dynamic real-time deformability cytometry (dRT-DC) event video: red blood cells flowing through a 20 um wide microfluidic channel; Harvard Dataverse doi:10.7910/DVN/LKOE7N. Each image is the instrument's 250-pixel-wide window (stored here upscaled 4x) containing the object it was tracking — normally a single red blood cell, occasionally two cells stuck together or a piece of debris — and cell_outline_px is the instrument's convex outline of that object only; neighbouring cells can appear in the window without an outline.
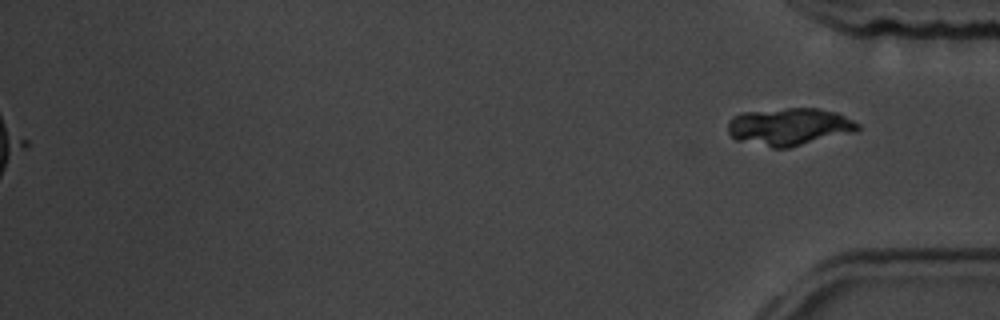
{"species": "common noctule bat (a hibernating species)", "species_latin": "Nyctalus noctula", "temperature_condition": "room temperature", "stored_images_in_passage": 50, "segment_of_instrument_passage": [2, 2], "camera_frame_rate_fps": 3000, "um_per_image_px": 0.085, "animal": {"sex": "male", "body_mass_g": 19.5, "forearm_length_mm": 54.6}, "frame": {"image": 1, "passage_image": 50, "time_ms": 16.333, "image_size_px": [1000, 320], "cell_outline_px": [[860, 128], [856, 132], [788, 148], [772, 148], [736, 140], [728, 132], [728, 124], [732, 116], [740, 112], [788, 108], [820, 108], [836, 112], [860, 124]], "centroid_in_image_um": [67.09, 10.77], "position_along_channel_um": 368.1, "area_um2": 28.61}}